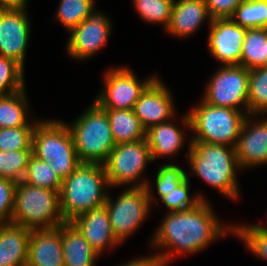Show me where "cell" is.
Segmentation results:
<instances>
[{
  "label": "cell",
  "mask_w": 267,
  "mask_h": 266,
  "mask_svg": "<svg viewBox=\"0 0 267 266\" xmlns=\"http://www.w3.org/2000/svg\"><path fill=\"white\" fill-rule=\"evenodd\" d=\"M211 208L202 200L193 208L166 214L151 242L152 247L171 248L158 253L164 265L177 255L202 251L221 235L233 234V226L222 225Z\"/></svg>",
  "instance_id": "6da1fadb"
},
{
  "label": "cell",
  "mask_w": 267,
  "mask_h": 266,
  "mask_svg": "<svg viewBox=\"0 0 267 266\" xmlns=\"http://www.w3.org/2000/svg\"><path fill=\"white\" fill-rule=\"evenodd\" d=\"M109 187L103 164L81 163L64 180L59 193L60 210L65 222L76 216L104 206Z\"/></svg>",
  "instance_id": "7a4b0ae2"
},
{
  "label": "cell",
  "mask_w": 267,
  "mask_h": 266,
  "mask_svg": "<svg viewBox=\"0 0 267 266\" xmlns=\"http://www.w3.org/2000/svg\"><path fill=\"white\" fill-rule=\"evenodd\" d=\"M192 172L223 195L237 199L236 149L231 146L190 141L187 152Z\"/></svg>",
  "instance_id": "3957f363"
},
{
  "label": "cell",
  "mask_w": 267,
  "mask_h": 266,
  "mask_svg": "<svg viewBox=\"0 0 267 266\" xmlns=\"http://www.w3.org/2000/svg\"><path fill=\"white\" fill-rule=\"evenodd\" d=\"M198 104L181 119L183 124L195 133L191 141L235 148L248 114L234 108L214 106L203 100Z\"/></svg>",
  "instance_id": "277c9868"
},
{
  "label": "cell",
  "mask_w": 267,
  "mask_h": 266,
  "mask_svg": "<svg viewBox=\"0 0 267 266\" xmlns=\"http://www.w3.org/2000/svg\"><path fill=\"white\" fill-rule=\"evenodd\" d=\"M32 149L33 155L47 162L61 180L81 164L71 132L62 121H38L33 130Z\"/></svg>",
  "instance_id": "5b68a950"
},
{
  "label": "cell",
  "mask_w": 267,
  "mask_h": 266,
  "mask_svg": "<svg viewBox=\"0 0 267 266\" xmlns=\"http://www.w3.org/2000/svg\"><path fill=\"white\" fill-rule=\"evenodd\" d=\"M81 163L104 164L115 147L107 112L95 101L68 125Z\"/></svg>",
  "instance_id": "8992f818"
},
{
  "label": "cell",
  "mask_w": 267,
  "mask_h": 266,
  "mask_svg": "<svg viewBox=\"0 0 267 266\" xmlns=\"http://www.w3.org/2000/svg\"><path fill=\"white\" fill-rule=\"evenodd\" d=\"M64 222L59 192L24 181L17 183L11 223L38 230L56 228Z\"/></svg>",
  "instance_id": "52a82bcc"
},
{
  "label": "cell",
  "mask_w": 267,
  "mask_h": 266,
  "mask_svg": "<svg viewBox=\"0 0 267 266\" xmlns=\"http://www.w3.org/2000/svg\"><path fill=\"white\" fill-rule=\"evenodd\" d=\"M149 161L153 159L146 139L116 144L103 164L109 186L129 185L134 182L131 187H146L149 181L139 179Z\"/></svg>",
  "instance_id": "ba28073f"
},
{
  "label": "cell",
  "mask_w": 267,
  "mask_h": 266,
  "mask_svg": "<svg viewBox=\"0 0 267 266\" xmlns=\"http://www.w3.org/2000/svg\"><path fill=\"white\" fill-rule=\"evenodd\" d=\"M149 185L150 183L146 187H130L115 202L107 195L104 205L119 243L133 234L150 212L153 200Z\"/></svg>",
  "instance_id": "9c48e42d"
},
{
  "label": "cell",
  "mask_w": 267,
  "mask_h": 266,
  "mask_svg": "<svg viewBox=\"0 0 267 266\" xmlns=\"http://www.w3.org/2000/svg\"><path fill=\"white\" fill-rule=\"evenodd\" d=\"M249 70L244 66L223 65L211 77L204 91L203 101L219 107L234 108L248 114Z\"/></svg>",
  "instance_id": "30bf717a"
},
{
  "label": "cell",
  "mask_w": 267,
  "mask_h": 266,
  "mask_svg": "<svg viewBox=\"0 0 267 266\" xmlns=\"http://www.w3.org/2000/svg\"><path fill=\"white\" fill-rule=\"evenodd\" d=\"M156 77L139 82L127 67L110 69L104 76V88L95 102L102 109H133L140 94Z\"/></svg>",
  "instance_id": "8fae6325"
},
{
  "label": "cell",
  "mask_w": 267,
  "mask_h": 266,
  "mask_svg": "<svg viewBox=\"0 0 267 266\" xmlns=\"http://www.w3.org/2000/svg\"><path fill=\"white\" fill-rule=\"evenodd\" d=\"M111 29L110 20L103 13L93 10L70 32L66 47L68 54L78 60H86L107 44Z\"/></svg>",
  "instance_id": "7c38bea8"
},
{
  "label": "cell",
  "mask_w": 267,
  "mask_h": 266,
  "mask_svg": "<svg viewBox=\"0 0 267 266\" xmlns=\"http://www.w3.org/2000/svg\"><path fill=\"white\" fill-rule=\"evenodd\" d=\"M29 35L26 8L0 9V56L14 59L24 68Z\"/></svg>",
  "instance_id": "4fadbf2b"
},
{
  "label": "cell",
  "mask_w": 267,
  "mask_h": 266,
  "mask_svg": "<svg viewBox=\"0 0 267 266\" xmlns=\"http://www.w3.org/2000/svg\"><path fill=\"white\" fill-rule=\"evenodd\" d=\"M246 28L230 18L212 19L208 37L211 55L223 65H241L242 44Z\"/></svg>",
  "instance_id": "5bb4252c"
},
{
  "label": "cell",
  "mask_w": 267,
  "mask_h": 266,
  "mask_svg": "<svg viewBox=\"0 0 267 266\" xmlns=\"http://www.w3.org/2000/svg\"><path fill=\"white\" fill-rule=\"evenodd\" d=\"M171 92L159 78H155L140 94L133 107L142 127H150L169 121L174 117V103Z\"/></svg>",
  "instance_id": "9a60e30c"
},
{
  "label": "cell",
  "mask_w": 267,
  "mask_h": 266,
  "mask_svg": "<svg viewBox=\"0 0 267 266\" xmlns=\"http://www.w3.org/2000/svg\"><path fill=\"white\" fill-rule=\"evenodd\" d=\"M249 117L243 122L235 147L240 169L267 163V118L256 122Z\"/></svg>",
  "instance_id": "2e32d148"
},
{
  "label": "cell",
  "mask_w": 267,
  "mask_h": 266,
  "mask_svg": "<svg viewBox=\"0 0 267 266\" xmlns=\"http://www.w3.org/2000/svg\"><path fill=\"white\" fill-rule=\"evenodd\" d=\"M100 255L105 248H114L119 242L115 238L105 205L84 212L70 221Z\"/></svg>",
  "instance_id": "e0dca14e"
},
{
  "label": "cell",
  "mask_w": 267,
  "mask_h": 266,
  "mask_svg": "<svg viewBox=\"0 0 267 266\" xmlns=\"http://www.w3.org/2000/svg\"><path fill=\"white\" fill-rule=\"evenodd\" d=\"M26 266H64L61 224L56 228L31 230Z\"/></svg>",
  "instance_id": "ac0fdd59"
},
{
  "label": "cell",
  "mask_w": 267,
  "mask_h": 266,
  "mask_svg": "<svg viewBox=\"0 0 267 266\" xmlns=\"http://www.w3.org/2000/svg\"><path fill=\"white\" fill-rule=\"evenodd\" d=\"M207 18L211 23L205 0H175L166 30L171 35L187 37L197 31Z\"/></svg>",
  "instance_id": "d6986e66"
},
{
  "label": "cell",
  "mask_w": 267,
  "mask_h": 266,
  "mask_svg": "<svg viewBox=\"0 0 267 266\" xmlns=\"http://www.w3.org/2000/svg\"><path fill=\"white\" fill-rule=\"evenodd\" d=\"M30 233L20 225L0 224V266H26Z\"/></svg>",
  "instance_id": "ffe728a7"
},
{
  "label": "cell",
  "mask_w": 267,
  "mask_h": 266,
  "mask_svg": "<svg viewBox=\"0 0 267 266\" xmlns=\"http://www.w3.org/2000/svg\"><path fill=\"white\" fill-rule=\"evenodd\" d=\"M61 242L64 266H94L99 255L71 222L61 224Z\"/></svg>",
  "instance_id": "44dd1931"
},
{
  "label": "cell",
  "mask_w": 267,
  "mask_h": 266,
  "mask_svg": "<svg viewBox=\"0 0 267 266\" xmlns=\"http://www.w3.org/2000/svg\"><path fill=\"white\" fill-rule=\"evenodd\" d=\"M183 131L169 121L150 127L146 131V140L153 161L158 157L178 153L185 143Z\"/></svg>",
  "instance_id": "7402d4cb"
},
{
  "label": "cell",
  "mask_w": 267,
  "mask_h": 266,
  "mask_svg": "<svg viewBox=\"0 0 267 266\" xmlns=\"http://www.w3.org/2000/svg\"><path fill=\"white\" fill-rule=\"evenodd\" d=\"M107 112L115 144L146 139V130L133 109H104Z\"/></svg>",
  "instance_id": "603a6c76"
},
{
  "label": "cell",
  "mask_w": 267,
  "mask_h": 266,
  "mask_svg": "<svg viewBox=\"0 0 267 266\" xmlns=\"http://www.w3.org/2000/svg\"><path fill=\"white\" fill-rule=\"evenodd\" d=\"M26 90L22 89L11 94L0 95V128H15L21 126H36L28 122V102Z\"/></svg>",
  "instance_id": "cb8c5ba5"
},
{
  "label": "cell",
  "mask_w": 267,
  "mask_h": 266,
  "mask_svg": "<svg viewBox=\"0 0 267 266\" xmlns=\"http://www.w3.org/2000/svg\"><path fill=\"white\" fill-rule=\"evenodd\" d=\"M241 66L248 70L267 66V28L246 29Z\"/></svg>",
  "instance_id": "d4e9b609"
},
{
  "label": "cell",
  "mask_w": 267,
  "mask_h": 266,
  "mask_svg": "<svg viewBox=\"0 0 267 266\" xmlns=\"http://www.w3.org/2000/svg\"><path fill=\"white\" fill-rule=\"evenodd\" d=\"M230 19L246 28H267V0H243Z\"/></svg>",
  "instance_id": "484cf974"
},
{
  "label": "cell",
  "mask_w": 267,
  "mask_h": 266,
  "mask_svg": "<svg viewBox=\"0 0 267 266\" xmlns=\"http://www.w3.org/2000/svg\"><path fill=\"white\" fill-rule=\"evenodd\" d=\"M267 113V66L249 70L248 114Z\"/></svg>",
  "instance_id": "4316f807"
},
{
  "label": "cell",
  "mask_w": 267,
  "mask_h": 266,
  "mask_svg": "<svg viewBox=\"0 0 267 266\" xmlns=\"http://www.w3.org/2000/svg\"><path fill=\"white\" fill-rule=\"evenodd\" d=\"M24 182L50 190H55L60 193L62 180L50 167V165L38 159L34 155L29 159Z\"/></svg>",
  "instance_id": "83f0119b"
},
{
  "label": "cell",
  "mask_w": 267,
  "mask_h": 266,
  "mask_svg": "<svg viewBox=\"0 0 267 266\" xmlns=\"http://www.w3.org/2000/svg\"><path fill=\"white\" fill-rule=\"evenodd\" d=\"M33 150L0 151V178L23 181Z\"/></svg>",
  "instance_id": "f1b7e54d"
},
{
  "label": "cell",
  "mask_w": 267,
  "mask_h": 266,
  "mask_svg": "<svg viewBox=\"0 0 267 266\" xmlns=\"http://www.w3.org/2000/svg\"><path fill=\"white\" fill-rule=\"evenodd\" d=\"M94 0H60L56 17L69 33L94 10Z\"/></svg>",
  "instance_id": "f546056e"
},
{
  "label": "cell",
  "mask_w": 267,
  "mask_h": 266,
  "mask_svg": "<svg viewBox=\"0 0 267 266\" xmlns=\"http://www.w3.org/2000/svg\"><path fill=\"white\" fill-rule=\"evenodd\" d=\"M141 19L168 27L175 0H133Z\"/></svg>",
  "instance_id": "4dcf8cb0"
},
{
  "label": "cell",
  "mask_w": 267,
  "mask_h": 266,
  "mask_svg": "<svg viewBox=\"0 0 267 266\" xmlns=\"http://www.w3.org/2000/svg\"><path fill=\"white\" fill-rule=\"evenodd\" d=\"M24 68L14 59L0 56V95L25 89Z\"/></svg>",
  "instance_id": "1f68e13d"
},
{
  "label": "cell",
  "mask_w": 267,
  "mask_h": 266,
  "mask_svg": "<svg viewBox=\"0 0 267 266\" xmlns=\"http://www.w3.org/2000/svg\"><path fill=\"white\" fill-rule=\"evenodd\" d=\"M233 233L241 238L253 254L267 260V230L261 225H233Z\"/></svg>",
  "instance_id": "d6a6232c"
},
{
  "label": "cell",
  "mask_w": 267,
  "mask_h": 266,
  "mask_svg": "<svg viewBox=\"0 0 267 266\" xmlns=\"http://www.w3.org/2000/svg\"><path fill=\"white\" fill-rule=\"evenodd\" d=\"M34 128L35 126L0 128V151L33 150Z\"/></svg>",
  "instance_id": "836d02e7"
},
{
  "label": "cell",
  "mask_w": 267,
  "mask_h": 266,
  "mask_svg": "<svg viewBox=\"0 0 267 266\" xmlns=\"http://www.w3.org/2000/svg\"><path fill=\"white\" fill-rule=\"evenodd\" d=\"M189 184L190 180L187 176L177 187H175V189H173L172 192L162 199V202L168 209H170V212L193 208L202 200L206 201V199L199 194L190 197Z\"/></svg>",
  "instance_id": "e575fe53"
},
{
  "label": "cell",
  "mask_w": 267,
  "mask_h": 266,
  "mask_svg": "<svg viewBox=\"0 0 267 266\" xmlns=\"http://www.w3.org/2000/svg\"><path fill=\"white\" fill-rule=\"evenodd\" d=\"M186 171L174 164H165L159 168L156 174V188L160 199L166 197L175 189L186 177Z\"/></svg>",
  "instance_id": "d590c367"
},
{
  "label": "cell",
  "mask_w": 267,
  "mask_h": 266,
  "mask_svg": "<svg viewBox=\"0 0 267 266\" xmlns=\"http://www.w3.org/2000/svg\"><path fill=\"white\" fill-rule=\"evenodd\" d=\"M17 183L0 178V224L11 223Z\"/></svg>",
  "instance_id": "8d00e7d4"
},
{
  "label": "cell",
  "mask_w": 267,
  "mask_h": 266,
  "mask_svg": "<svg viewBox=\"0 0 267 266\" xmlns=\"http://www.w3.org/2000/svg\"><path fill=\"white\" fill-rule=\"evenodd\" d=\"M243 0H205L212 19L230 18Z\"/></svg>",
  "instance_id": "74e56055"
},
{
  "label": "cell",
  "mask_w": 267,
  "mask_h": 266,
  "mask_svg": "<svg viewBox=\"0 0 267 266\" xmlns=\"http://www.w3.org/2000/svg\"><path fill=\"white\" fill-rule=\"evenodd\" d=\"M120 266H165L159 254L133 259Z\"/></svg>",
  "instance_id": "f35d334b"
},
{
  "label": "cell",
  "mask_w": 267,
  "mask_h": 266,
  "mask_svg": "<svg viewBox=\"0 0 267 266\" xmlns=\"http://www.w3.org/2000/svg\"><path fill=\"white\" fill-rule=\"evenodd\" d=\"M27 0H0V9L26 8Z\"/></svg>",
  "instance_id": "ab89813d"
}]
</instances>
